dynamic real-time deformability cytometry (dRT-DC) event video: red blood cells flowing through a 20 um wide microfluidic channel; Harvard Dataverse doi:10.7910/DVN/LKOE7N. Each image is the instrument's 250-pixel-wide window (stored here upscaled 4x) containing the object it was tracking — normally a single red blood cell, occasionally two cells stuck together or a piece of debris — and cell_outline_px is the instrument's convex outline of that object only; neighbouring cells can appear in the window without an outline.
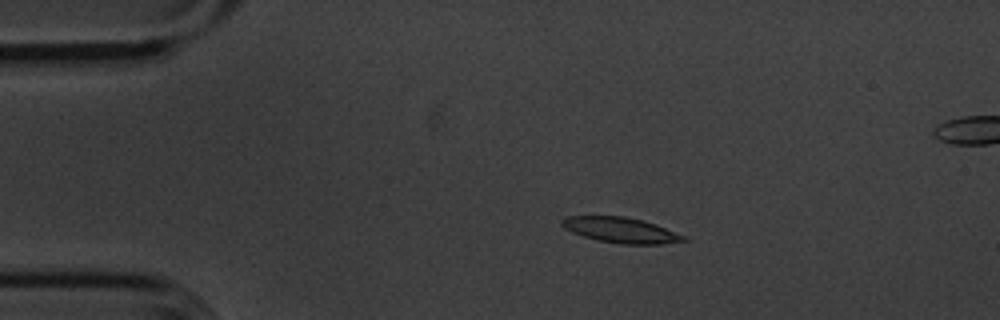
{"species": "common noctule bat (a hibernating species)", "species_latin": "Nyctalus noctula", "temperature_condition": "cold", "stored_images_in_passage": 56, "segment_of_instrument_passage": [1, 2], "camera_frame_rate_fps": 3000, "um_per_image_px": 0.085, "animal": {"sex": "male", "body_mass_g": 20.1, "forearm_length_mm": 53.5}, "frame": {"image": 1, "passage_image": 10, "time_ms": 3.0, "image_size_px": [1000, 320], "cell_outline_px": [[688, 240], [660, 244], [620, 244], [596, 240], [572, 232], [564, 228], [560, 224], [560, 220], [564, 216], [624, 216], [656, 224], [688, 236]], "centroid_in_image_um": [52.77, 19.56], "position_along_channel_um": 32.2, "area_um2": 18.21}}
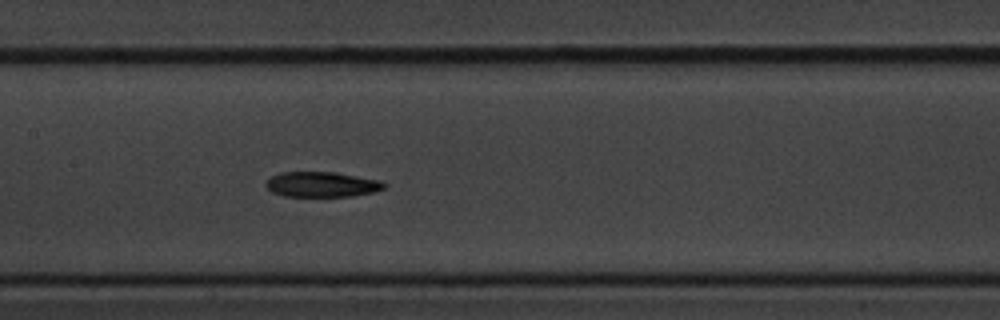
{"frame": {"image": 2, "passage_image": 26, "time_ms": 8.333, "image_size_px": [1000, 320], "cell_outline_px": [[388, 184], [384, 188], [372, 192], [352, 196], [284, 196], [272, 192], [264, 184], [272, 176], [280, 172], [336, 172], [380, 180]], "centroid_in_image_um": [27.36, 15.67], "position_along_channel_um": 180.0, "area_um2": 17.34}}
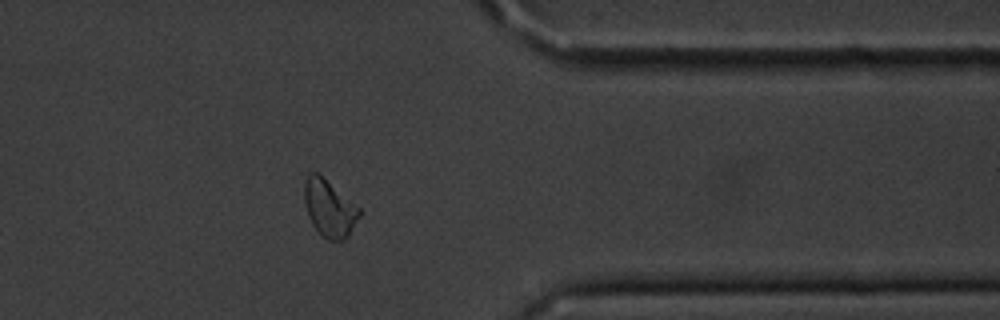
{"frame": {"image": 3, "passage_image": 44, "time_ms": 14.333, "image_size_px": [1000, 320], "cell_outline_px": [[360, 216], [348, 236], [344, 240], [328, 240], [312, 224], [308, 216], [304, 200], [304, 180], [308, 172], [316, 172], [360, 208]], "centroid_in_image_um": [27.97, 17.7], "position_along_channel_um": 383.4, "area_um2": 17.98}}